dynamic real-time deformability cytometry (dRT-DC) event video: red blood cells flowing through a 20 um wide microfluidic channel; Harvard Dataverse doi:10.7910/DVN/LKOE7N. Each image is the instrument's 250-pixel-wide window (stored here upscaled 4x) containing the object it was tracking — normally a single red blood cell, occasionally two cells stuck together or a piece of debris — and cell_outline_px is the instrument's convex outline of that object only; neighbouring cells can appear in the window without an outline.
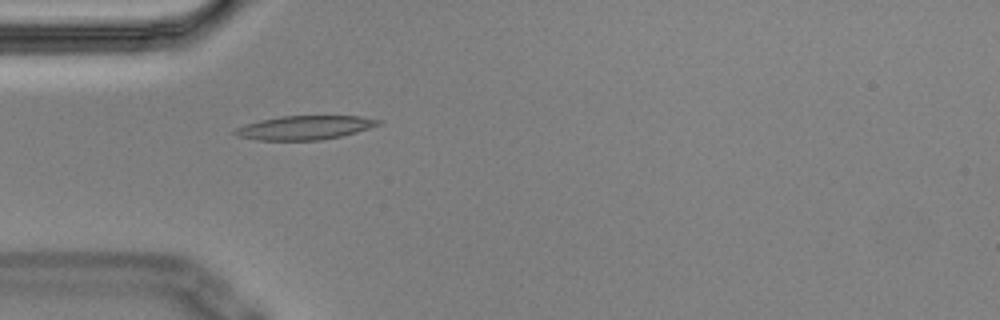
{"species": "Egyptian fruit bat (a non-hibernating species)", "species_latin": "Rousettus aegyptiacus", "temperature_condition": "cold", "stored_images_in_passage": 4, "camera_frame_rate_fps": 3000, "um_per_image_px": 0.085, "animal": {"sex": "male"}, "frame": {"image": 1, "passage_image": 4, "time_ms": 1.0, "image_size_px": [1000, 320], "cell_outline_px": [[380, 124], [356, 132], [340, 136], [320, 140], [260, 140], [236, 136], [232, 132], [236, 128], [244, 124], [260, 120], [280, 116], [360, 116], [380, 120]], "centroid_in_image_um": [25.85, 10.84], "position_along_channel_um": 59.2, "area_um2": 19.83}}